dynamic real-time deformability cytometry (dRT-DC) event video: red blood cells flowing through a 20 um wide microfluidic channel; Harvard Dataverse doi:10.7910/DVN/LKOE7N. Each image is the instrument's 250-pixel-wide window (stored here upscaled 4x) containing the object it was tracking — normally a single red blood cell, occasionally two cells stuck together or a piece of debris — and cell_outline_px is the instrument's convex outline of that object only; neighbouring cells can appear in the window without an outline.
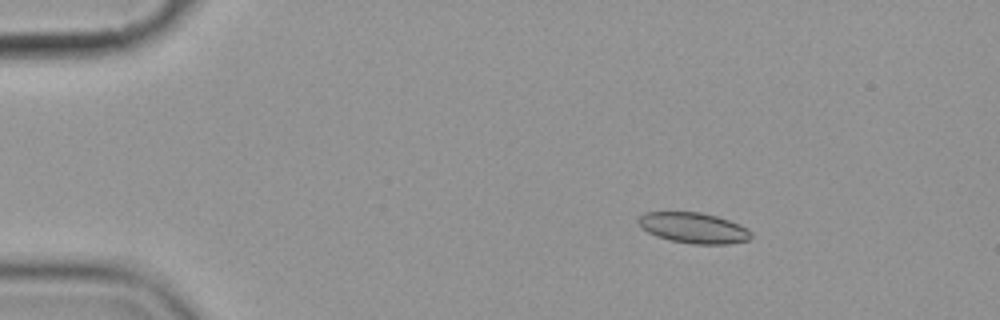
{"species": "common noctule bat (a hibernating species)", "species_latin": "Nyctalus noctula", "temperature_condition": "cold", "stored_images_in_passage": 6, "camera_frame_rate_fps": 3000, "um_per_image_px": 0.085, "animal": {"sex": "female", "body_mass_g": 19.9}, "frame": {"image": 1, "passage_image": 2, "time_ms": 1.333, "image_size_px": [1000, 320], "cell_outline_px": [[752, 236], [748, 240], [728, 244], [692, 244], [672, 240], [656, 236], [640, 228], [636, 220], [644, 212], [700, 212], [716, 216], [740, 224], [748, 228], [752, 232]], "centroid_in_image_um": [58.94, 19.37], "position_along_channel_um": 26.1, "area_um2": 20.23}}
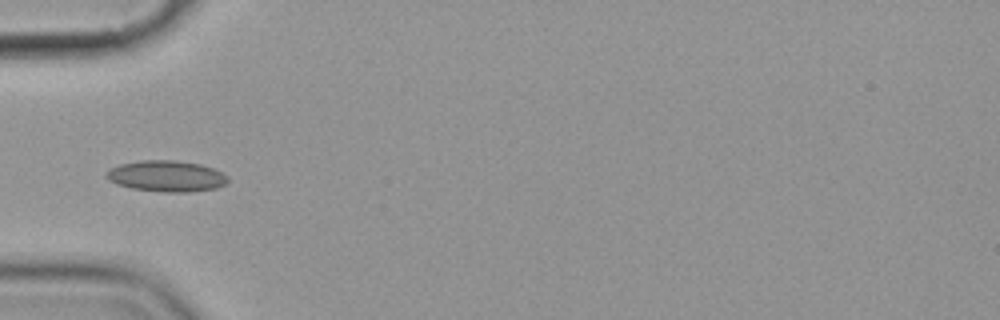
{"frame": {"image": 2, "passage_image": 5, "time_ms": 4.667, "image_size_px": [1000, 320], "cell_outline_px": [[228, 180], [224, 184], [216, 188], [192, 192], [164, 192], [132, 188], [116, 184], [108, 180], [104, 176], [112, 168], [120, 164], [140, 160], [176, 160], [200, 164], [212, 168], [228, 176]], "centroid_in_image_um": [14.14, 14.97], "position_along_channel_um": 70.9, "area_um2": 21.96}}
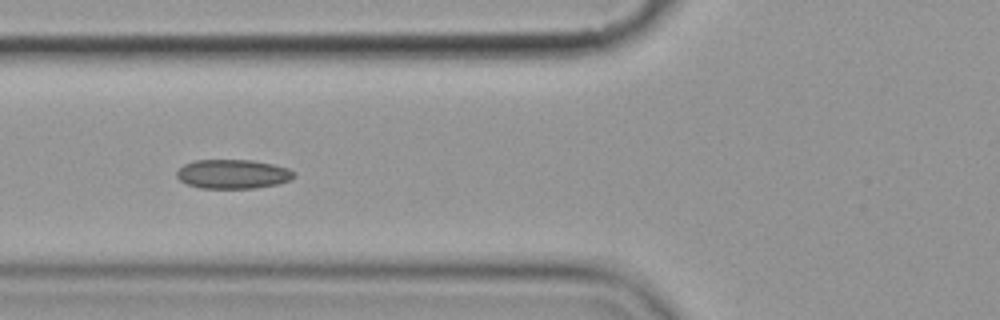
{"frame": {"image": 3, "passage_image": 6, "time_ms": 5.667, "image_size_px": [1000, 320], "cell_outline_px": [[296, 176], [292, 180], [276, 184], [256, 188], [200, 188], [188, 184], [180, 180], [176, 176], [176, 172], [184, 164], [196, 160], [252, 160], [272, 164], [288, 168], [296, 172]], "centroid_in_image_um": [19.82, 14.79], "position_along_channel_um": 106.0, "area_um2": 20.0}}